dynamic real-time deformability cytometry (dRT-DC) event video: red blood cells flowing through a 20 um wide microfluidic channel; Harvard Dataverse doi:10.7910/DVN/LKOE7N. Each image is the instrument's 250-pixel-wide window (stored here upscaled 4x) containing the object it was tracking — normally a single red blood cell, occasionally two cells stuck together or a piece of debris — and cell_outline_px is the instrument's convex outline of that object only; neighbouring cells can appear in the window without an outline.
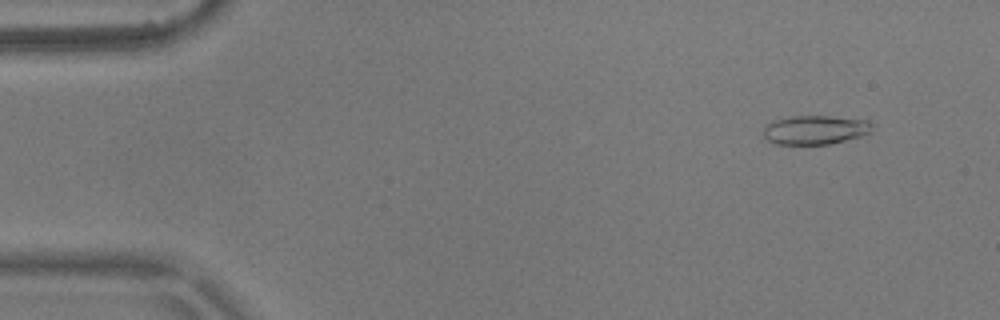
{"species": "common noctule bat (a hibernating species)", "species_latin": "Nyctalus noctula", "temperature_condition": "warm", "stored_images_in_passage": 5, "camera_frame_rate_fps": 3000, "um_per_image_px": 0.085, "animal": {"sex": "male", "body_mass_g": 17.9}, "frame": {"image": 1, "passage_image": 2, "time_ms": 0.333, "image_size_px": [1000, 320], "cell_outline_px": [[872, 124], [868, 132], [860, 136], [828, 144], [776, 144], [768, 140], [764, 136], [764, 128], [772, 120], [788, 116], [828, 116], [868, 120]], "centroid_in_image_um": [69.24, 11.03], "position_along_channel_um": 15.8, "area_um2": 18.15}}